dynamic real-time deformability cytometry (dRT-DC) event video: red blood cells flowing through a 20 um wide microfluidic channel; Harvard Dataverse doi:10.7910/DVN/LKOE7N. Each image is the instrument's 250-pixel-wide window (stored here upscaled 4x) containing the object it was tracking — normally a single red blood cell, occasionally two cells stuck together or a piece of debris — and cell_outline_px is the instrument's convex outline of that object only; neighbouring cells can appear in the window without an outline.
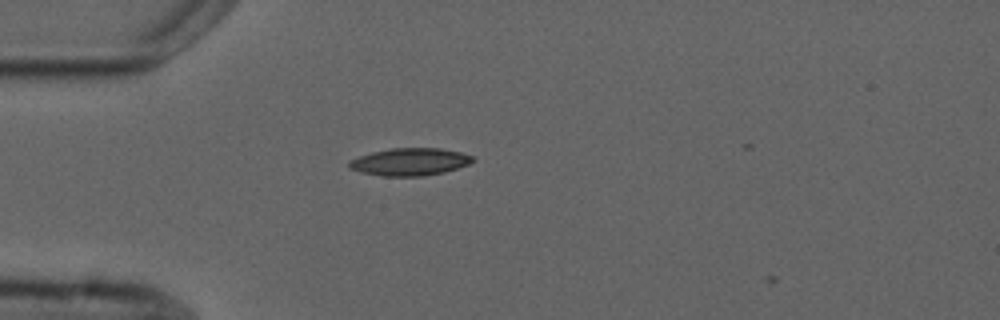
{"species": "common noctule bat (a hibernating species)", "species_latin": "Nyctalus noctula", "temperature_condition": "cold", "stored_images_in_passage": 5, "camera_frame_rate_fps": 3000, "um_per_image_px": 0.085, "animal": {"sex": "male", "forearm_length_mm": 52.5}, "frame": {"image": 1, "passage_image": 5, "time_ms": 5.667, "image_size_px": [1000, 320], "cell_outline_px": [[476, 160], [468, 164], [444, 172], [424, 176], [384, 176], [360, 172], [348, 168], [348, 160], [372, 152], [392, 148], [440, 148], [460, 152], [472, 156]], "centroid_in_image_um": [34.81, 13.75], "position_along_channel_um": 50.2, "area_um2": 19.77}}